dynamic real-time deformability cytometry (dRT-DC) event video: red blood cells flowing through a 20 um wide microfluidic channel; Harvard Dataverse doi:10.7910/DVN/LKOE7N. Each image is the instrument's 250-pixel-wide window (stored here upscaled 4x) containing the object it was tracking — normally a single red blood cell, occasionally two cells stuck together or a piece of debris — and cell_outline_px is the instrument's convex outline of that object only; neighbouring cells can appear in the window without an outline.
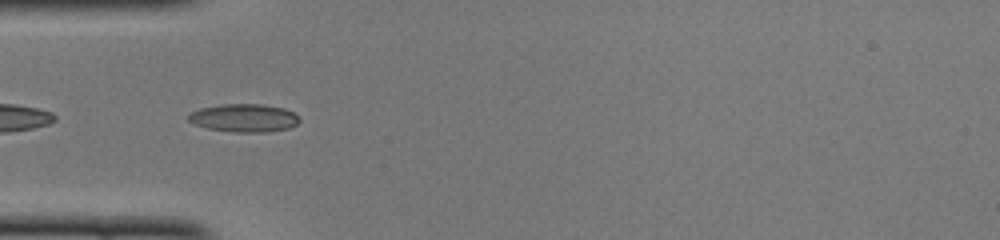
{"species": "common noctule bat (a hibernating species)", "species_latin": "Nyctalus noctula", "temperature_condition": "cold", "stored_images_in_passage": 40, "camera_frame_rate_fps": 3000, "um_per_image_px": 0.085, "animal": {"sex": "female", "body_mass_g": 22.0, "forearm_length_mm": 56.7}, "frame": {"image": 1, "passage_image": 5, "time_ms": 1.333, "image_size_px": [1000, 240], "cell_outline_px": [[300, 120], [296, 124], [288, 128], [268, 132], [232, 132], [208, 128], [196, 124], [188, 120], [188, 116], [192, 112], [200, 108], [220, 104], [264, 104], [284, 108], [300, 116]], "centroid_in_image_um": [20.77, 10.02], "position_along_channel_um": 64.2, "area_um2": 18.15}}
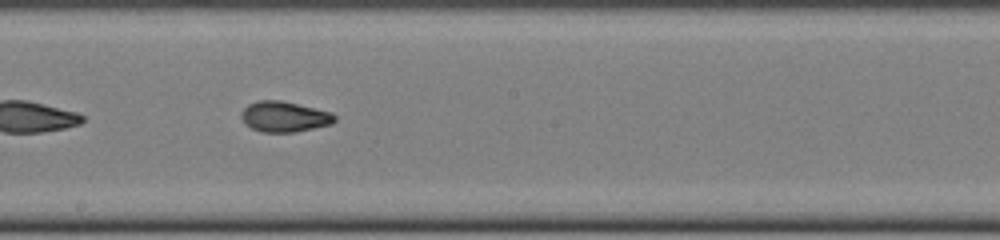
{"frame": {"image": 2, "passage_image": 17, "time_ms": 5.333, "image_size_px": [1000, 240], "cell_outline_px": [[336, 120], [332, 124], [296, 132], [260, 132], [244, 124], [240, 116], [240, 112], [248, 104], [256, 100], [280, 100], [332, 112], [336, 116]], "centroid_in_image_um": [24.14, 9.92], "position_along_channel_um": 224.1, "area_um2": 16.82}}
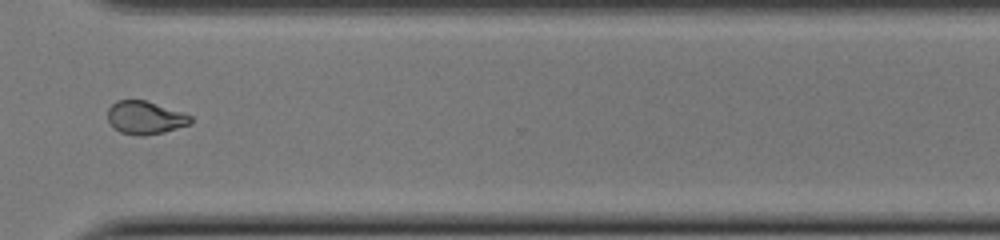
{"frame": {"image": 3, "passage_image": 27, "time_ms": 8.667, "image_size_px": [1000, 240], "cell_outline_px": [[192, 124], [164, 132], [144, 136], [136, 136], [120, 132], [112, 128], [108, 120], [108, 108], [116, 100], [144, 100], [184, 112], [192, 116]], "centroid_in_image_um": [12.35, 10.01], "position_along_channel_um": 358.3, "area_um2": 16.24}, "authors_computed_cell_mechanics": {"area_um2": 16.5597, "velocity_mm_per_s": 4.0069, "shape_relaxation_time_tau1_ms": 4.0617, "shape_relaxation_time_tau2_ms": 2.0549, "deformation_change_tau1": 0.1669, "deformation_change_tau2": 0.0515}}